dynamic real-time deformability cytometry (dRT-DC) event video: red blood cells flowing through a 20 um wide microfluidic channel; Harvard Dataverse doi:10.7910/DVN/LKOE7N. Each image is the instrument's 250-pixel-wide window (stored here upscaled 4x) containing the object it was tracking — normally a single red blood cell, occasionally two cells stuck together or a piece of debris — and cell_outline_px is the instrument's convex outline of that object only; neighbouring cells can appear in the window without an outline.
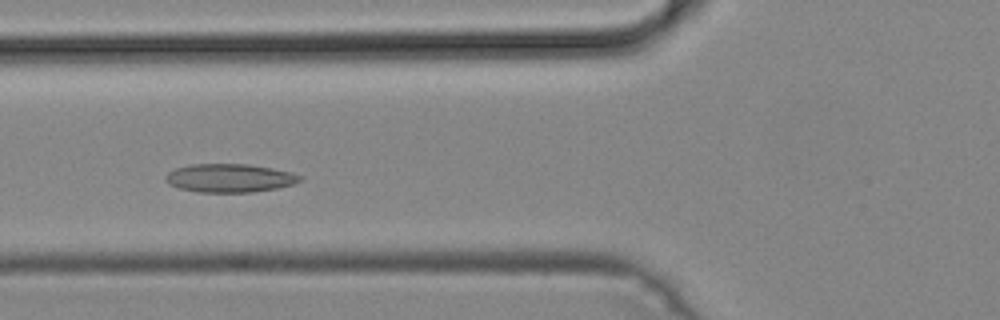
{"species": "common noctule bat (a hibernating species)", "species_latin": "Nyctalus noctula", "temperature_condition": "cold", "stored_images_in_passage": 42, "camera_frame_rate_fps": 3000, "um_per_image_px": 0.085, "animal": {"sex": "male", "body_mass_g": 19.2, "forearm_length_mm": 51.8}, "frame": {"image": 1, "passage_image": 11, "time_ms": 3.333, "image_size_px": [1000, 320], "cell_outline_px": [[304, 176], [300, 180], [292, 184], [276, 188], [252, 192], [196, 192], [180, 188], [168, 184], [164, 180], [164, 176], [168, 172], [176, 168], [192, 164], [248, 164], [272, 168], [292, 172]], "centroid_in_image_um": [19.5, 15.13], "position_along_channel_um": 106.3, "area_um2": 22.31}}
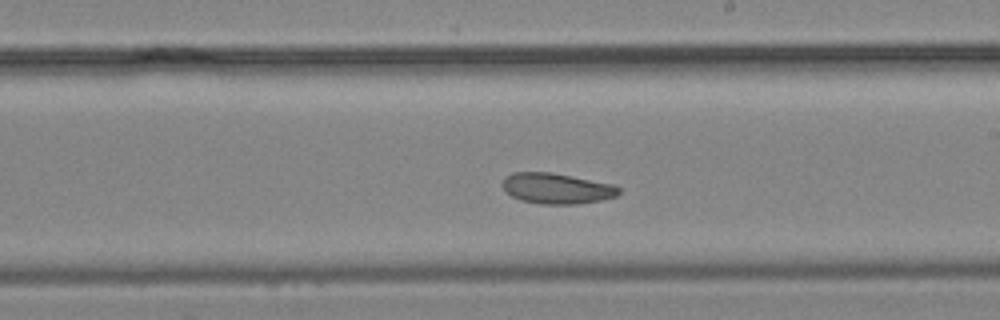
{"frame": {"image": 2, "passage_image": 21, "time_ms": 6.667, "image_size_px": [1000, 320], "cell_outline_px": [[620, 192], [616, 196], [600, 200], [576, 204], [540, 204], [520, 200], [504, 192], [504, 176], [512, 172], [552, 172], [616, 184], [620, 188]], "centroid_in_image_um": [47.33, 16.01], "position_along_channel_um": 241.7, "area_um2": 20.98}}
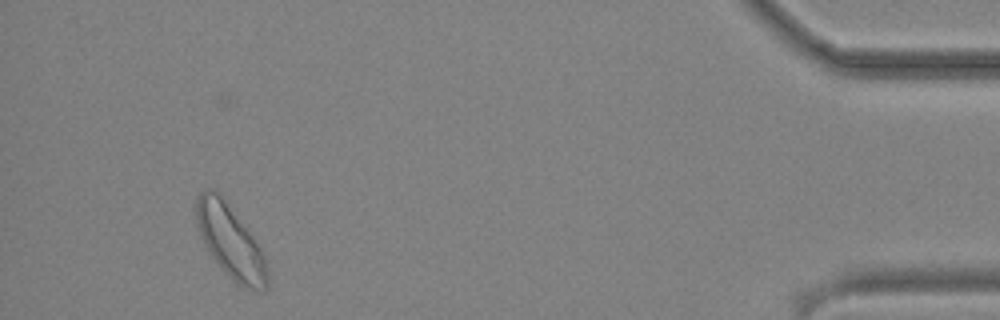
{"frame": {"image": 3, "passage_image": 39, "time_ms": 12.667, "image_size_px": [1000, 320], "cell_outline_px": [[268, 288], [264, 292], [244, 288], [236, 284], [224, 272], [212, 256], [200, 236], [196, 220], [196, 200], [200, 192], [204, 188], [208, 188], [220, 192], [252, 236], [260, 248], [264, 256], [268, 276]], "centroid_in_image_um": [19.58, 20.54], "position_along_channel_um": 415.6, "area_um2": 30.23}}